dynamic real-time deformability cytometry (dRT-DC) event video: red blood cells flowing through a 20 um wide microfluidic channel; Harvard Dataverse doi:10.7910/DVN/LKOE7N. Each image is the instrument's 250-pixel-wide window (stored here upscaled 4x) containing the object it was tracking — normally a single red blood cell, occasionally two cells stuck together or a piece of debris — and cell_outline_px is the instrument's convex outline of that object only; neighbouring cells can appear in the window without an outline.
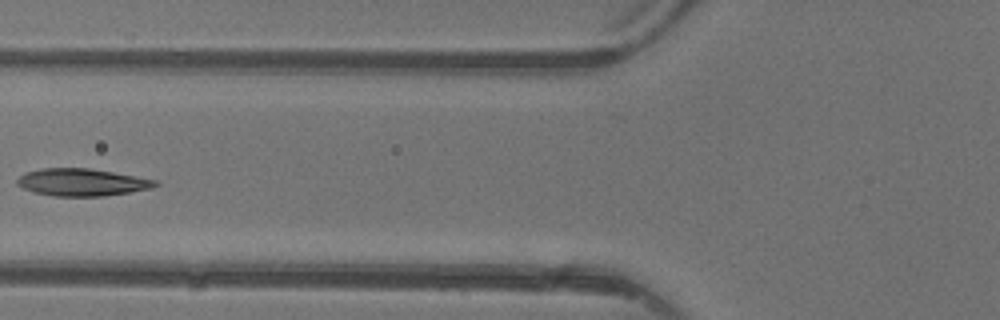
{"species": "common noctule bat (a hibernating species)", "species_latin": "Nyctalus noctula", "temperature_condition": "warm", "stored_images_in_passage": 5, "camera_frame_rate_fps": 3000, "um_per_image_px": 0.085, "animal": {"sex": "female"}, "frame": {"image": 1, "passage_image": 5, "time_ms": 4.667, "image_size_px": [1000, 320], "cell_outline_px": [[160, 184], [152, 188], [104, 196], [52, 196], [32, 192], [16, 184], [16, 180], [24, 172], [40, 168], [88, 168], [136, 176], [156, 180]], "centroid_in_image_um": [6.93, 15.49], "position_along_channel_um": 118.9, "area_um2": 22.02}}